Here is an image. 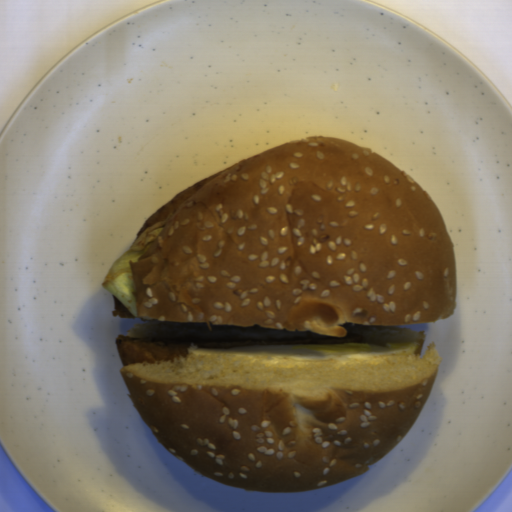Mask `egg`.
I'll list each match as a JSON object with an SVG mask.
<instances>
[{"instance_id": "obj_1", "label": "egg", "mask_w": 512, "mask_h": 512, "mask_svg": "<svg viewBox=\"0 0 512 512\" xmlns=\"http://www.w3.org/2000/svg\"><path fill=\"white\" fill-rule=\"evenodd\" d=\"M417 343H375L355 341L338 345H266L231 348H197L189 344L186 353L205 357H265L291 360L366 359L416 352Z\"/></svg>"}]
</instances>
